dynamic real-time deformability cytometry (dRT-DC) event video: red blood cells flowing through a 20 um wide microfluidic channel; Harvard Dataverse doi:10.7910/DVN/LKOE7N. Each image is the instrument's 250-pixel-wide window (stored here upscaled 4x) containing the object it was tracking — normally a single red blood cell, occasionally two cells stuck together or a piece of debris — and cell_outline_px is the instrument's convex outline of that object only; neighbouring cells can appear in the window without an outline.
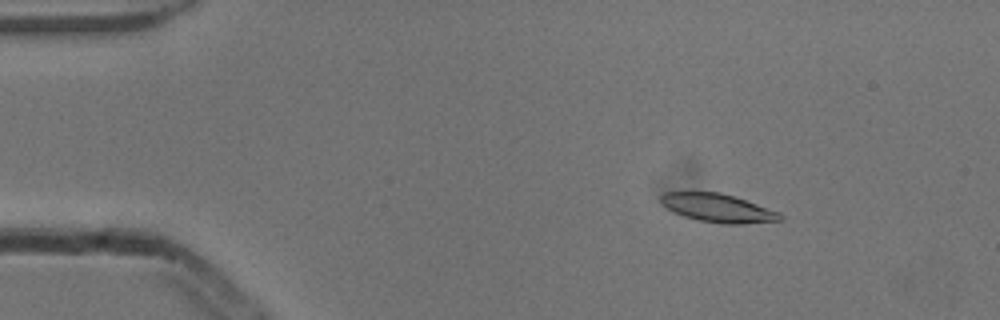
{"species": "common noctule bat (a hibernating species)", "species_latin": "Nyctalus noctula", "temperature_condition": "cold", "stored_images_in_passage": 53, "camera_frame_rate_fps": 3000, "um_per_image_px": 0.085, "animal": {"sex": "male", "body_mass_g": 13.3}, "frame": {"image": 1, "passage_image": 8, "time_ms": 2.333, "image_size_px": [1000, 320], "cell_outline_px": [[784, 220], [744, 224], [720, 224], [700, 220], [684, 216], [672, 212], [660, 204], [660, 196], [664, 192], [720, 192], [780, 212], [784, 216]], "centroid_in_image_um": [61.01, 17.69], "position_along_channel_um": 24.0, "area_um2": 19.83}}
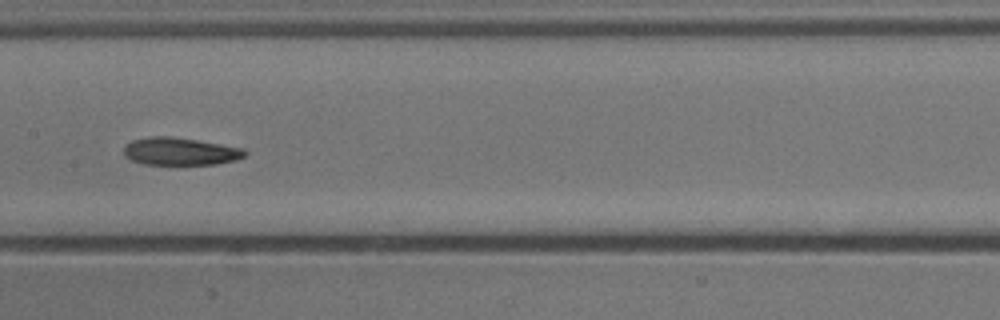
{"frame": {"image": 2, "passage_image": 27, "time_ms": 8.667, "image_size_px": [1000, 320], "cell_outline_px": [[248, 152], [244, 156], [236, 160], [216, 164], [144, 164], [132, 160], [124, 156], [124, 148], [132, 140], [148, 136], [168, 136], [196, 140], [244, 148]], "centroid_in_image_um": [15.32, 12.86], "position_along_channel_um": 192.1, "area_um2": 19.36}}
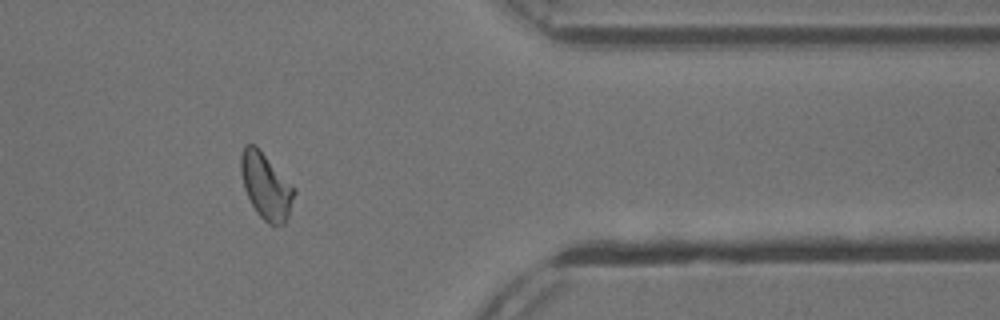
{"frame": {"image": 3, "passage_image": 44, "time_ms": 14.333, "image_size_px": [1000, 320], "cell_outline_px": [[296, 192], [288, 216], [284, 224], [268, 224], [256, 212], [244, 188], [240, 172], [240, 156], [244, 144], [252, 144], [296, 188]], "centroid_in_image_um": [22.6, 15.84], "position_along_channel_um": 388.8, "area_um2": 20.06}, "authors_computed_cell_mechanics": {"area_um2": 19.8832, "velocity_mm_per_s": 3.833, "shape_relaxation_time_tau1_ms": 9.2178, "shape_relaxation_time_tau2_ms": 5.2353, "deformation_change_tau1": 0.1678, "deformation_change_tau2": 0.1294}}